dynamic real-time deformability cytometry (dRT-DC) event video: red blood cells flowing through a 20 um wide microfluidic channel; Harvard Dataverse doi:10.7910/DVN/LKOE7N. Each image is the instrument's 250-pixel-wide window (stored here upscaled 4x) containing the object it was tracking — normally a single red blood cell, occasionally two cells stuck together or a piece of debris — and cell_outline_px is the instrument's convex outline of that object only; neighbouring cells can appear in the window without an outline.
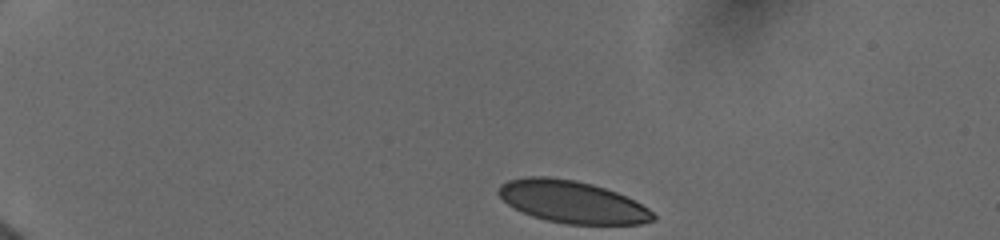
{"species": "human", "species_latin": "Homo sapiens", "temperature_condition": "cold", "stored_images_in_passage": 8, "camera_frame_rate_fps": 3000, "um_per_image_px": 0.085, "donor": {"sex": "female"}, "frame": {"image": 1, "passage_image": 1, "time_ms": 0.0, "image_size_px": [1000, 240], "cell_outline_px": [[656, 220], [640, 224], [568, 224], [548, 220], [532, 216], [508, 204], [496, 192], [500, 184], [508, 180], [528, 176], [548, 176], [576, 180], [592, 184], [616, 192], [648, 208], [656, 216]], "centroid_in_image_um": [48.62, 17.15], "position_along_channel_um": 36.4, "area_um2": 37.8}}
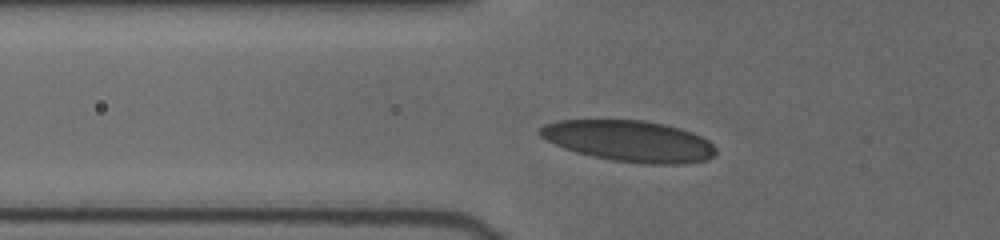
{"frame": {"image": 2, "passage_image": 7, "time_ms": 3.0, "image_size_px": [1000, 240], "cell_outline_px": [[716, 152], [708, 160], [688, 164], [644, 164], [612, 160], [592, 156], [576, 152], [564, 148], [540, 136], [536, 132], [544, 124], [556, 120], [644, 120], [664, 124], [680, 128], [692, 132], [708, 140], [716, 148]], "centroid_in_image_um": [53.5, 11.99], "position_along_channel_um": 72.3, "area_um2": 42.37}}